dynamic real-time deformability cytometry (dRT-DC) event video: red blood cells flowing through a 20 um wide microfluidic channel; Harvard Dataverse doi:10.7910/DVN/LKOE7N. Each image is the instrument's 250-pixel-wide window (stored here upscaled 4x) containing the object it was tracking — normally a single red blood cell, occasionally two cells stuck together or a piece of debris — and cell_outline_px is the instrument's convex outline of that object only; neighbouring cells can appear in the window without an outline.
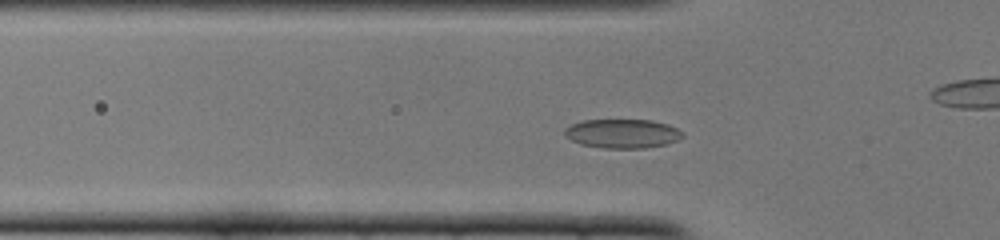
{"species": "common noctule bat (a hibernating species)", "species_latin": "Nyctalus noctula", "temperature_condition": "cold", "stored_images_in_passage": 46, "camera_frame_rate_fps": 3000, "um_per_image_px": 0.085, "animal": {"sex": "female", "body_mass_g": 22.0, "forearm_length_mm": 56.7}, "frame": {"image": 1, "passage_image": 10, "time_ms": 3.0, "image_size_px": [1000, 240], "cell_outline_px": [[684, 136], [668, 144], [644, 148], [604, 148], [580, 144], [564, 136], [564, 128], [572, 124], [584, 120], [652, 120], [668, 124], [684, 132]], "centroid_in_image_um": [52.91, 11.35], "position_along_channel_um": 72.9, "area_um2": 20.06}}
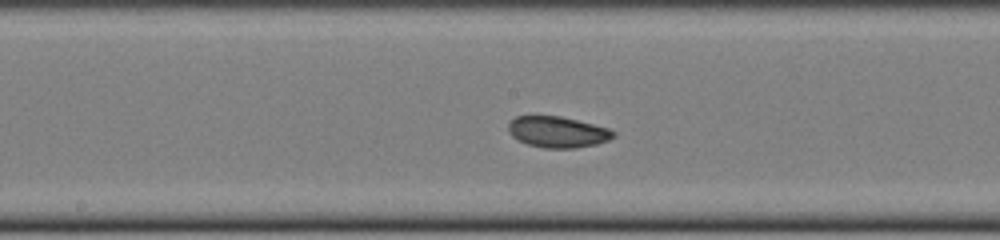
{"frame": {"image": 2, "passage_image": 20, "time_ms": 6.333, "image_size_px": [1000, 240], "cell_outline_px": [[616, 136], [608, 140], [596, 144], [576, 148], [544, 148], [528, 144], [512, 136], [508, 132], [508, 124], [516, 116], [560, 116], [608, 128], [616, 132]], "centroid_in_image_um": [47.4, 11.22], "position_along_channel_um": 200.8, "area_um2": 18.9}}
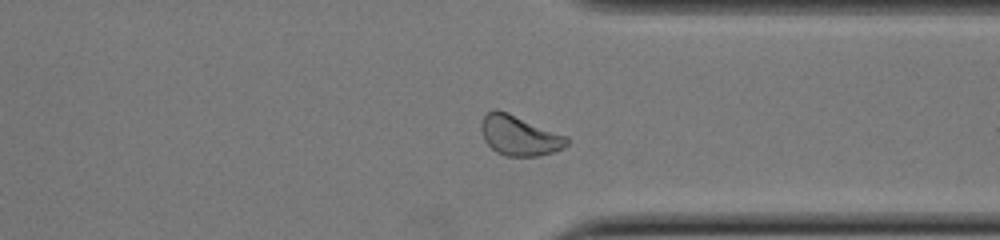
{"frame": {"image": 3, "passage_image": 33, "time_ms": 10.667, "image_size_px": [1000, 240], "cell_outline_px": [[568, 144], [564, 148], [552, 152], [536, 156], [504, 156], [496, 152], [484, 140], [480, 128], [480, 120], [492, 108], [496, 108], [508, 112], [568, 136]], "centroid_in_image_um": [44.12, 11.5], "position_along_channel_um": 367.3, "area_um2": 20.23}, "authors_computed_cell_mechanics": {"area_um2": 19.9988, "velocity_mm_per_s": 3.8383, "shape_relaxation_time_tau1_ms": 4.7389, "shape_relaxation_time_tau2_ms": 2.072, "deformation_change_tau1": 0.0988, "deformation_change_tau2": 0.0613}}